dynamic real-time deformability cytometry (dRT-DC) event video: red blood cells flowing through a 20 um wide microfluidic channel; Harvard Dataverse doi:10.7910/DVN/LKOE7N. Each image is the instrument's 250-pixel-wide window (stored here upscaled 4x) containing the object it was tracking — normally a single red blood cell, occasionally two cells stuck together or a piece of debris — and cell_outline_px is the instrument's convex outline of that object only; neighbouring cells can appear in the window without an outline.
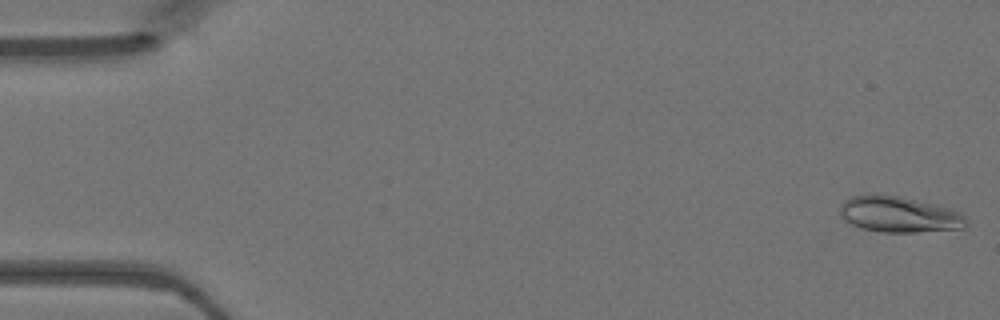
{"species": "Egyptian fruit bat (a non-hibernating species)", "species_latin": "Rousettus aegyptiacus", "temperature_condition": "warm", "stored_images_in_passage": 47, "camera_frame_rate_fps": 3000, "um_per_image_px": 0.085, "animal": {"sex": "female"}, "frame": {"image": 1, "passage_image": 1, "time_ms": 0.0, "image_size_px": [1000, 320], "cell_outline_px": [[968, 228], [916, 232], [880, 232], [860, 228], [844, 220], [840, 216], [840, 204], [844, 200], [852, 196], [872, 192], [876, 192], [896, 196], [932, 204], [948, 208], [960, 212], [968, 220]], "centroid_in_image_um": [76.39, 18.22], "position_along_channel_um": 8.6, "area_um2": 26.76}}
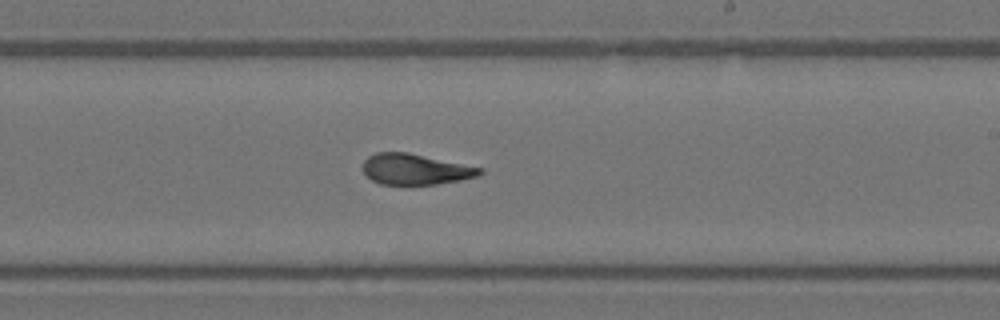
{"frame": {"image": 2, "passage_image": 28, "time_ms": 9.0, "image_size_px": [1000, 320], "cell_outline_px": [[484, 172], [480, 176], [460, 180], [436, 184], [380, 184], [372, 180], [364, 172], [364, 160], [368, 156], [376, 152], [408, 152], [484, 168]], "centroid_in_image_um": [35.35, 14.38], "position_along_channel_um": 253.7, "area_um2": 20.98}}
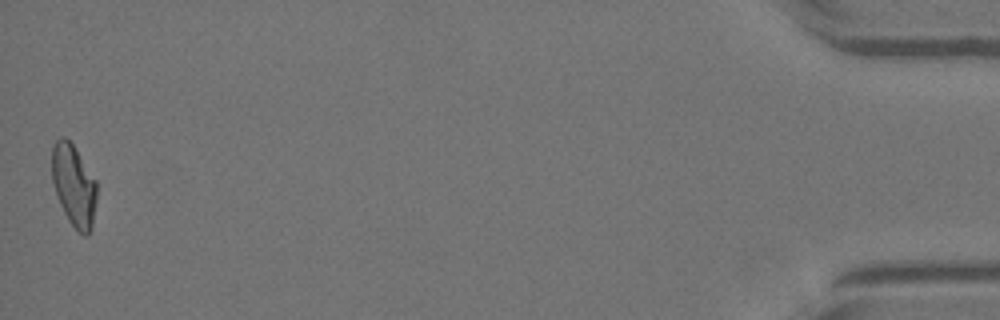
{"frame": {"image": 3, "passage_image": 47, "time_ms": 15.333, "image_size_px": [1000, 320], "cell_outline_px": [[96, 200], [92, 228], [88, 236], [84, 236], [68, 220], [60, 204], [52, 180], [52, 144], [60, 136], [64, 136], [72, 144], [96, 180]], "centroid_in_image_um": [6.27, 15.76], "position_along_channel_um": 428.9, "area_um2": 21.21}}